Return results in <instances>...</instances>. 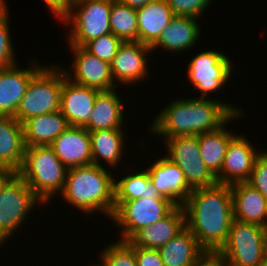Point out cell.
I'll return each mask as SVG.
<instances>
[{
  "mask_svg": "<svg viewBox=\"0 0 267 266\" xmlns=\"http://www.w3.org/2000/svg\"><path fill=\"white\" fill-rule=\"evenodd\" d=\"M170 103V104H169ZM160 112V113H159ZM153 115L148 130L160 139L175 136L199 135L219 129L235 113L243 110L235 103L218 98H201L189 96L171 102Z\"/></svg>",
  "mask_w": 267,
  "mask_h": 266,
  "instance_id": "cell-1",
  "label": "cell"
},
{
  "mask_svg": "<svg viewBox=\"0 0 267 266\" xmlns=\"http://www.w3.org/2000/svg\"><path fill=\"white\" fill-rule=\"evenodd\" d=\"M185 225L196 237L199 245L210 252H218L227 242L234 220L230 185L191 191L183 204Z\"/></svg>",
  "mask_w": 267,
  "mask_h": 266,
  "instance_id": "cell-2",
  "label": "cell"
},
{
  "mask_svg": "<svg viewBox=\"0 0 267 266\" xmlns=\"http://www.w3.org/2000/svg\"><path fill=\"white\" fill-rule=\"evenodd\" d=\"M96 164L70 168L59 197L82 214L103 215L111 219L114 213L115 175Z\"/></svg>",
  "mask_w": 267,
  "mask_h": 266,
  "instance_id": "cell-3",
  "label": "cell"
},
{
  "mask_svg": "<svg viewBox=\"0 0 267 266\" xmlns=\"http://www.w3.org/2000/svg\"><path fill=\"white\" fill-rule=\"evenodd\" d=\"M68 168L55 155L50 145L25 147L18 174L45 204L62 192ZM52 199V200H51Z\"/></svg>",
  "mask_w": 267,
  "mask_h": 266,
  "instance_id": "cell-4",
  "label": "cell"
},
{
  "mask_svg": "<svg viewBox=\"0 0 267 266\" xmlns=\"http://www.w3.org/2000/svg\"><path fill=\"white\" fill-rule=\"evenodd\" d=\"M52 64L45 63L31 78L14 116L21 124L32 117L60 110L63 69L58 63Z\"/></svg>",
  "mask_w": 267,
  "mask_h": 266,
  "instance_id": "cell-5",
  "label": "cell"
},
{
  "mask_svg": "<svg viewBox=\"0 0 267 266\" xmlns=\"http://www.w3.org/2000/svg\"><path fill=\"white\" fill-rule=\"evenodd\" d=\"M112 0H74L69 13L60 21L69 26L67 44L84 47L88 42L111 33ZM70 30V31H69Z\"/></svg>",
  "mask_w": 267,
  "mask_h": 266,
  "instance_id": "cell-6",
  "label": "cell"
},
{
  "mask_svg": "<svg viewBox=\"0 0 267 266\" xmlns=\"http://www.w3.org/2000/svg\"><path fill=\"white\" fill-rule=\"evenodd\" d=\"M38 205V206H37ZM45 204L35 195L26 181L16 173L0 192V235L8 242L15 232L23 229L26 219ZM32 211V212H31Z\"/></svg>",
  "mask_w": 267,
  "mask_h": 266,
  "instance_id": "cell-7",
  "label": "cell"
},
{
  "mask_svg": "<svg viewBox=\"0 0 267 266\" xmlns=\"http://www.w3.org/2000/svg\"><path fill=\"white\" fill-rule=\"evenodd\" d=\"M177 205L170 199L138 198L129 201H114L111 217L119 240L128 241L137 231L155 224L169 215Z\"/></svg>",
  "mask_w": 267,
  "mask_h": 266,
  "instance_id": "cell-8",
  "label": "cell"
},
{
  "mask_svg": "<svg viewBox=\"0 0 267 266\" xmlns=\"http://www.w3.org/2000/svg\"><path fill=\"white\" fill-rule=\"evenodd\" d=\"M266 249L265 227L234 218L227 242L218 252L227 266H261Z\"/></svg>",
  "mask_w": 267,
  "mask_h": 266,
  "instance_id": "cell-9",
  "label": "cell"
},
{
  "mask_svg": "<svg viewBox=\"0 0 267 266\" xmlns=\"http://www.w3.org/2000/svg\"><path fill=\"white\" fill-rule=\"evenodd\" d=\"M234 63L229 54L218 50L198 52L187 65V79L198 90L201 98L220 92L222 87L229 85L234 73Z\"/></svg>",
  "mask_w": 267,
  "mask_h": 266,
  "instance_id": "cell-10",
  "label": "cell"
},
{
  "mask_svg": "<svg viewBox=\"0 0 267 266\" xmlns=\"http://www.w3.org/2000/svg\"><path fill=\"white\" fill-rule=\"evenodd\" d=\"M161 141L165 144V157L180 167L191 190L217 184L216 177L201 159L197 135L175 136Z\"/></svg>",
  "mask_w": 267,
  "mask_h": 266,
  "instance_id": "cell-11",
  "label": "cell"
},
{
  "mask_svg": "<svg viewBox=\"0 0 267 266\" xmlns=\"http://www.w3.org/2000/svg\"><path fill=\"white\" fill-rule=\"evenodd\" d=\"M73 66L60 65L66 77L72 82L97 89L110 91L119 88L115 85L111 73V64L91 54L82 46L69 45Z\"/></svg>",
  "mask_w": 267,
  "mask_h": 266,
  "instance_id": "cell-12",
  "label": "cell"
},
{
  "mask_svg": "<svg viewBox=\"0 0 267 266\" xmlns=\"http://www.w3.org/2000/svg\"><path fill=\"white\" fill-rule=\"evenodd\" d=\"M150 55H152L151 46L139 41H123L111 63L115 85L117 87L125 85V88L133 85L136 87L141 81L144 82L148 76L150 77V68L148 69Z\"/></svg>",
  "mask_w": 267,
  "mask_h": 266,
  "instance_id": "cell-13",
  "label": "cell"
},
{
  "mask_svg": "<svg viewBox=\"0 0 267 266\" xmlns=\"http://www.w3.org/2000/svg\"><path fill=\"white\" fill-rule=\"evenodd\" d=\"M239 133L229 143L221 171L216 176L218 184L232 185L247 182L253 169L254 161L262 150L256 144Z\"/></svg>",
  "mask_w": 267,
  "mask_h": 266,
  "instance_id": "cell-14",
  "label": "cell"
},
{
  "mask_svg": "<svg viewBox=\"0 0 267 266\" xmlns=\"http://www.w3.org/2000/svg\"><path fill=\"white\" fill-rule=\"evenodd\" d=\"M31 59L34 61L30 60L29 67L18 62L0 68V116H15L31 78L45 65L34 57Z\"/></svg>",
  "mask_w": 267,
  "mask_h": 266,
  "instance_id": "cell-15",
  "label": "cell"
},
{
  "mask_svg": "<svg viewBox=\"0 0 267 266\" xmlns=\"http://www.w3.org/2000/svg\"><path fill=\"white\" fill-rule=\"evenodd\" d=\"M100 92L72 82L63 71L60 111L70 126L85 127L89 123L95 99Z\"/></svg>",
  "mask_w": 267,
  "mask_h": 266,
  "instance_id": "cell-16",
  "label": "cell"
},
{
  "mask_svg": "<svg viewBox=\"0 0 267 266\" xmlns=\"http://www.w3.org/2000/svg\"><path fill=\"white\" fill-rule=\"evenodd\" d=\"M159 157L153 159L152 164L146 168L150 181L161 196L170 199L177 206H183L192 190L188 187L180 167L164 155Z\"/></svg>",
  "mask_w": 267,
  "mask_h": 266,
  "instance_id": "cell-17",
  "label": "cell"
},
{
  "mask_svg": "<svg viewBox=\"0 0 267 266\" xmlns=\"http://www.w3.org/2000/svg\"><path fill=\"white\" fill-rule=\"evenodd\" d=\"M201 27L198 18L175 15L158 40L151 46L152 54L159 48L171 54H178L182 51V54L186 53L185 51L190 52L193 47L196 48L197 41L201 39Z\"/></svg>",
  "mask_w": 267,
  "mask_h": 266,
  "instance_id": "cell-18",
  "label": "cell"
},
{
  "mask_svg": "<svg viewBox=\"0 0 267 266\" xmlns=\"http://www.w3.org/2000/svg\"><path fill=\"white\" fill-rule=\"evenodd\" d=\"M50 146L68 169L92 164L90 133L84 127L69 126Z\"/></svg>",
  "mask_w": 267,
  "mask_h": 266,
  "instance_id": "cell-19",
  "label": "cell"
},
{
  "mask_svg": "<svg viewBox=\"0 0 267 266\" xmlns=\"http://www.w3.org/2000/svg\"><path fill=\"white\" fill-rule=\"evenodd\" d=\"M124 129H108L90 133L92 163L118 172L121 161H124L128 140ZM124 153V154H123ZM123 157V158H122ZM105 162V164L103 162ZM103 163V164H102ZM104 165V166H103Z\"/></svg>",
  "mask_w": 267,
  "mask_h": 266,
  "instance_id": "cell-20",
  "label": "cell"
},
{
  "mask_svg": "<svg viewBox=\"0 0 267 266\" xmlns=\"http://www.w3.org/2000/svg\"><path fill=\"white\" fill-rule=\"evenodd\" d=\"M185 227V211L183 206H177L162 220L137 231L128 241L135 247L159 249Z\"/></svg>",
  "mask_w": 267,
  "mask_h": 266,
  "instance_id": "cell-21",
  "label": "cell"
},
{
  "mask_svg": "<svg viewBox=\"0 0 267 266\" xmlns=\"http://www.w3.org/2000/svg\"><path fill=\"white\" fill-rule=\"evenodd\" d=\"M119 89L110 91H101L94 102L93 112L89 123L84 127L89 132L108 129H123L125 128L124 111L126 99L123 100ZM123 100V101H122ZM124 126V127H123Z\"/></svg>",
  "mask_w": 267,
  "mask_h": 266,
  "instance_id": "cell-22",
  "label": "cell"
},
{
  "mask_svg": "<svg viewBox=\"0 0 267 266\" xmlns=\"http://www.w3.org/2000/svg\"><path fill=\"white\" fill-rule=\"evenodd\" d=\"M234 218L267 227V198L247 182L230 185Z\"/></svg>",
  "mask_w": 267,
  "mask_h": 266,
  "instance_id": "cell-23",
  "label": "cell"
},
{
  "mask_svg": "<svg viewBox=\"0 0 267 266\" xmlns=\"http://www.w3.org/2000/svg\"><path fill=\"white\" fill-rule=\"evenodd\" d=\"M244 115L245 112L235 113L219 129L197 135L201 152V159L215 177L221 171V167L230 141L237 135V132H232V130L229 131L227 125L230 122L232 123L233 121H235V119L238 120L242 117L244 119Z\"/></svg>",
  "mask_w": 267,
  "mask_h": 266,
  "instance_id": "cell-24",
  "label": "cell"
},
{
  "mask_svg": "<svg viewBox=\"0 0 267 266\" xmlns=\"http://www.w3.org/2000/svg\"><path fill=\"white\" fill-rule=\"evenodd\" d=\"M174 16L165 0H155L137 9L138 41L152 46Z\"/></svg>",
  "mask_w": 267,
  "mask_h": 266,
  "instance_id": "cell-25",
  "label": "cell"
},
{
  "mask_svg": "<svg viewBox=\"0 0 267 266\" xmlns=\"http://www.w3.org/2000/svg\"><path fill=\"white\" fill-rule=\"evenodd\" d=\"M24 153L23 125L14 116H0V164L18 173Z\"/></svg>",
  "mask_w": 267,
  "mask_h": 266,
  "instance_id": "cell-26",
  "label": "cell"
},
{
  "mask_svg": "<svg viewBox=\"0 0 267 266\" xmlns=\"http://www.w3.org/2000/svg\"><path fill=\"white\" fill-rule=\"evenodd\" d=\"M22 125L25 147L51 145L70 126L60 110L32 117Z\"/></svg>",
  "mask_w": 267,
  "mask_h": 266,
  "instance_id": "cell-27",
  "label": "cell"
},
{
  "mask_svg": "<svg viewBox=\"0 0 267 266\" xmlns=\"http://www.w3.org/2000/svg\"><path fill=\"white\" fill-rule=\"evenodd\" d=\"M158 251L164 266H193L206 252L187 227Z\"/></svg>",
  "mask_w": 267,
  "mask_h": 266,
  "instance_id": "cell-28",
  "label": "cell"
},
{
  "mask_svg": "<svg viewBox=\"0 0 267 266\" xmlns=\"http://www.w3.org/2000/svg\"><path fill=\"white\" fill-rule=\"evenodd\" d=\"M138 169L136 172L131 171L125 175H121L119 179V173L115 172V188H114V201H129L138 198H155V199H168L161 196L154 185L150 181L149 174L146 169L142 171ZM118 177V178H117ZM117 179V180H116Z\"/></svg>",
  "mask_w": 267,
  "mask_h": 266,
  "instance_id": "cell-29",
  "label": "cell"
},
{
  "mask_svg": "<svg viewBox=\"0 0 267 266\" xmlns=\"http://www.w3.org/2000/svg\"><path fill=\"white\" fill-rule=\"evenodd\" d=\"M110 27L111 33L122 41H138L137 10L112 0Z\"/></svg>",
  "mask_w": 267,
  "mask_h": 266,
  "instance_id": "cell-30",
  "label": "cell"
},
{
  "mask_svg": "<svg viewBox=\"0 0 267 266\" xmlns=\"http://www.w3.org/2000/svg\"><path fill=\"white\" fill-rule=\"evenodd\" d=\"M99 261L91 266H137L135 246L129 241L115 240L99 251Z\"/></svg>",
  "mask_w": 267,
  "mask_h": 266,
  "instance_id": "cell-31",
  "label": "cell"
},
{
  "mask_svg": "<svg viewBox=\"0 0 267 266\" xmlns=\"http://www.w3.org/2000/svg\"><path fill=\"white\" fill-rule=\"evenodd\" d=\"M10 9L0 17V68L18 63L10 32Z\"/></svg>",
  "mask_w": 267,
  "mask_h": 266,
  "instance_id": "cell-32",
  "label": "cell"
},
{
  "mask_svg": "<svg viewBox=\"0 0 267 266\" xmlns=\"http://www.w3.org/2000/svg\"><path fill=\"white\" fill-rule=\"evenodd\" d=\"M122 42L120 38L109 33L88 42L84 48L99 59L111 64Z\"/></svg>",
  "mask_w": 267,
  "mask_h": 266,
  "instance_id": "cell-33",
  "label": "cell"
},
{
  "mask_svg": "<svg viewBox=\"0 0 267 266\" xmlns=\"http://www.w3.org/2000/svg\"><path fill=\"white\" fill-rule=\"evenodd\" d=\"M176 16L201 18L215 0H165ZM203 13V14H202Z\"/></svg>",
  "mask_w": 267,
  "mask_h": 266,
  "instance_id": "cell-34",
  "label": "cell"
},
{
  "mask_svg": "<svg viewBox=\"0 0 267 266\" xmlns=\"http://www.w3.org/2000/svg\"><path fill=\"white\" fill-rule=\"evenodd\" d=\"M247 183L267 198V150H262L256 157Z\"/></svg>",
  "mask_w": 267,
  "mask_h": 266,
  "instance_id": "cell-35",
  "label": "cell"
},
{
  "mask_svg": "<svg viewBox=\"0 0 267 266\" xmlns=\"http://www.w3.org/2000/svg\"><path fill=\"white\" fill-rule=\"evenodd\" d=\"M137 266H164L158 249L135 247Z\"/></svg>",
  "mask_w": 267,
  "mask_h": 266,
  "instance_id": "cell-36",
  "label": "cell"
},
{
  "mask_svg": "<svg viewBox=\"0 0 267 266\" xmlns=\"http://www.w3.org/2000/svg\"><path fill=\"white\" fill-rule=\"evenodd\" d=\"M60 22L70 11L74 0H42Z\"/></svg>",
  "mask_w": 267,
  "mask_h": 266,
  "instance_id": "cell-37",
  "label": "cell"
},
{
  "mask_svg": "<svg viewBox=\"0 0 267 266\" xmlns=\"http://www.w3.org/2000/svg\"><path fill=\"white\" fill-rule=\"evenodd\" d=\"M193 266H227L225 259L219 252L206 251Z\"/></svg>",
  "mask_w": 267,
  "mask_h": 266,
  "instance_id": "cell-38",
  "label": "cell"
},
{
  "mask_svg": "<svg viewBox=\"0 0 267 266\" xmlns=\"http://www.w3.org/2000/svg\"><path fill=\"white\" fill-rule=\"evenodd\" d=\"M15 174L11 168L0 164V192Z\"/></svg>",
  "mask_w": 267,
  "mask_h": 266,
  "instance_id": "cell-39",
  "label": "cell"
},
{
  "mask_svg": "<svg viewBox=\"0 0 267 266\" xmlns=\"http://www.w3.org/2000/svg\"><path fill=\"white\" fill-rule=\"evenodd\" d=\"M119 1L124 5H127L130 8L137 10L155 0H119Z\"/></svg>",
  "mask_w": 267,
  "mask_h": 266,
  "instance_id": "cell-40",
  "label": "cell"
},
{
  "mask_svg": "<svg viewBox=\"0 0 267 266\" xmlns=\"http://www.w3.org/2000/svg\"><path fill=\"white\" fill-rule=\"evenodd\" d=\"M9 9L7 0H0V17Z\"/></svg>",
  "mask_w": 267,
  "mask_h": 266,
  "instance_id": "cell-41",
  "label": "cell"
},
{
  "mask_svg": "<svg viewBox=\"0 0 267 266\" xmlns=\"http://www.w3.org/2000/svg\"><path fill=\"white\" fill-rule=\"evenodd\" d=\"M261 266H267V249L264 253V256H263V259H262V262H261Z\"/></svg>",
  "mask_w": 267,
  "mask_h": 266,
  "instance_id": "cell-42",
  "label": "cell"
},
{
  "mask_svg": "<svg viewBox=\"0 0 267 266\" xmlns=\"http://www.w3.org/2000/svg\"><path fill=\"white\" fill-rule=\"evenodd\" d=\"M5 243L7 244V242L2 238V236L0 235V248L3 247L5 245ZM1 251V250H0ZM1 255V254H0Z\"/></svg>",
  "mask_w": 267,
  "mask_h": 266,
  "instance_id": "cell-43",
  "label": "cell"
},
{
  "mask_svg": "<svg viewBox=\"0 0 267 266\" xmlns=\"http://www.w3.org/2000/svg\"><path fill=\"white\" fill-rule=\"evenodd\" d=\"M265 230H266V243H267V227L265 228Z\"/></svg>",
  "mask_w": 267,
  "mask_h": 266,
  "instance_id": "cell-44",
  "label": "cell"
}]
</instances>
